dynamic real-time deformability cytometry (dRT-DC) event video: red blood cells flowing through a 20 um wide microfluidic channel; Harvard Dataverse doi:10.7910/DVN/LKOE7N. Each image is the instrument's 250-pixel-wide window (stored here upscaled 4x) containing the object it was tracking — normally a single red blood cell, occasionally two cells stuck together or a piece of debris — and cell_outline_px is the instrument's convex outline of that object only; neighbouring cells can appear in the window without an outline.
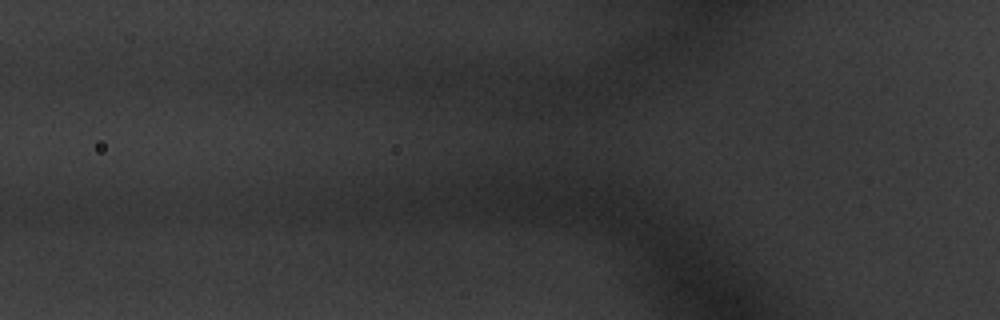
{"species": "common noctule bat (a hibernating species)", "species_latin": "Nyctalus noctula", "temperature_condition": "warm", "stored_images_in_passage": 4, "camera_frame_rate_fps": 3000, "um_per_image_px": 0.085, "animal": {"sex": "male", "body_mass_g": 20.1, "forearm_length_mm": 53.5}, "frame": {"image": 1, "passage_image": 2, "time_ms": 0.333, "image_size_px": [1000, 320], "cell_outline_px": [[464, 80], [456, 96], [444, 108], [424, 108], [388, 92], [384, 88], [388, 84], [412, 76], [460, 76]], "centroid_in_image_um": [36.31, 7.66], "position_along_channel_um": 89.5, "area_um2": 13.18}}